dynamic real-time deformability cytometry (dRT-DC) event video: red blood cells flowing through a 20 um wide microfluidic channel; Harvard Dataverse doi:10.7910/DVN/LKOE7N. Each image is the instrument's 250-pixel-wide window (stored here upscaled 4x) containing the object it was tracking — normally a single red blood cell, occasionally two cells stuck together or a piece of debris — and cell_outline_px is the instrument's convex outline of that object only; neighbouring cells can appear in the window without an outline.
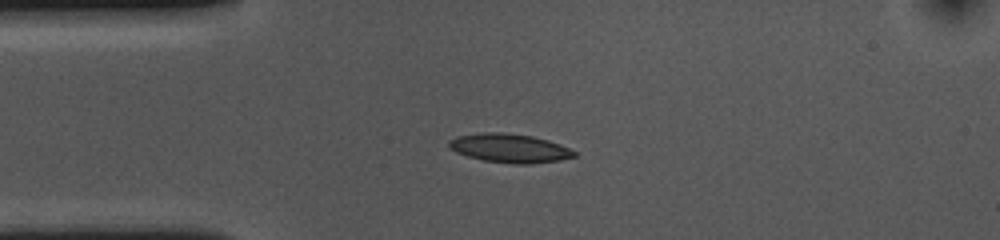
{"species": "common noctule bat (a hibernating species)", "species_latin": "Nyctalus noctula", "temperature_condition": "cold", "stored_images_in_passage": 45, "camera_frame_rate_fps": 3000, "um_per_image_px": 0.085, "animal": {"sex": "female", "body_mass_g": 10.0, "forearm_length_mm": 53.1}, "frame": {"image": 1, "passage_image": 11, "time_ms": 3.333, "image_size_px": [1000, 240], "cell_outline_px": [[576, 156], [560, 160], [532, 164], [516, 164], [484, 160], [468, 156], [456, 152], [448, 144], [448, 140], [456, 136], [484, 132], [504, 132], [532, 136], [548, 140], [560, 144], [576, 152]], "centroid_in_image_um": [43.33, 12.59], "position_along_channel_um": 41.7, "area_um2": 20.98}}
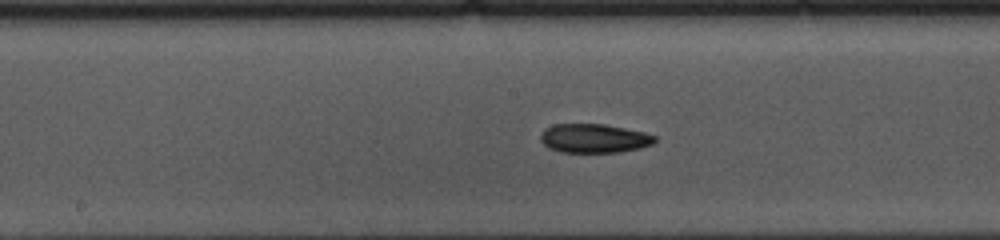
{"frame": {"image": 2, "passage_image": 25, "time_ms": 8.0, "image_size_px": [1000, 240], "cell_outline_px": [[656, 140], [652, 144], [640, 148], [620, 152], [560, 152], [548, 148], [540, 140], [540, 136], [544, 128], [552, 124], [604, 124], [644, 132], [656, 136]], "centroid_in_image_um": [50.47, 11.76], "position_along_channel_um": 197.7, "area_um2": 19.36}}
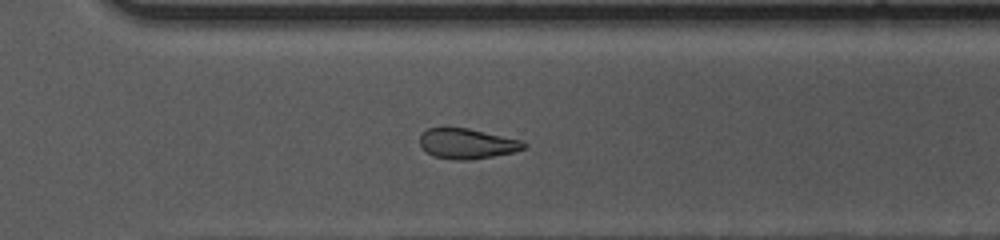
{"frame": {"image": 3, "passage_image": 36, "time_ms": 11.667, "image_size_px": [1000, 240], "cell_outline_px": [[528, 148], [512, 152], [472, 160], [456, 160], [432, 156], [424, 152], [420, 148], [420, 132], [428, 128], [468, 128], [520, 140], [528, 144]], "centroid_in_image_um": [39.65, 12.22], "position_along_channel_um": 330.9, "area_um2": 18.5}, "authors_computed_cell_mechanics": {"area_um2": 19.5942, "velocity_mm_per_s": 3.6511, "shape_relaxation_time_tau1_ms": 7.8834, "shape_relaxation_time_tau2_ms": null, "deformation_change_tau1": 0.1468, "deformation_change_tau2": null}}